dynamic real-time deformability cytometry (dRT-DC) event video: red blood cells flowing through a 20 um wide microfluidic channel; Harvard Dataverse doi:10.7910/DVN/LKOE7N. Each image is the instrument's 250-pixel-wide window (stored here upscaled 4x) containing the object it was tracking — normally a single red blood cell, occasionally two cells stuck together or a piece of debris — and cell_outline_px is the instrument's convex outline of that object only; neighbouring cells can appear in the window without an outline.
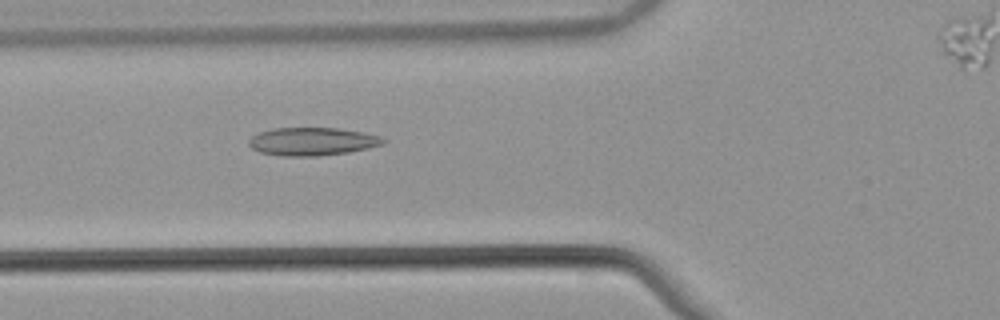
{"species": "common noctule bat (a hibernating species)", "species_latin": "Nyctalus noctula", "temperature_condition": "warm", "stored_images_in_passage": 54, "camera_frame_rate_fps": 3000, "um_per_image_px": 0.085, "animal": {"sex": "male", "body_mass_g": 21.5, "forearm_length_mm": 52.0}, "frame": {"image": 1, "passage_image": 20, "time_ms": 6.333, "image_size_px": [1000, 320], "cell_outline_px": [[388, 140], [384, 144], [368, 148], [348, 152], [316, 156], [284, 156], [260, 152], [252, 148], [248, 144], [248, 140], [252, 136], [260, 132], [272, 128], [340, 128], [364, 132], [380, 136]], "centroid_in_image_um": [26.57, 12.02], "position_along_channel_um": 99.2, "area_um2": 22.02}}
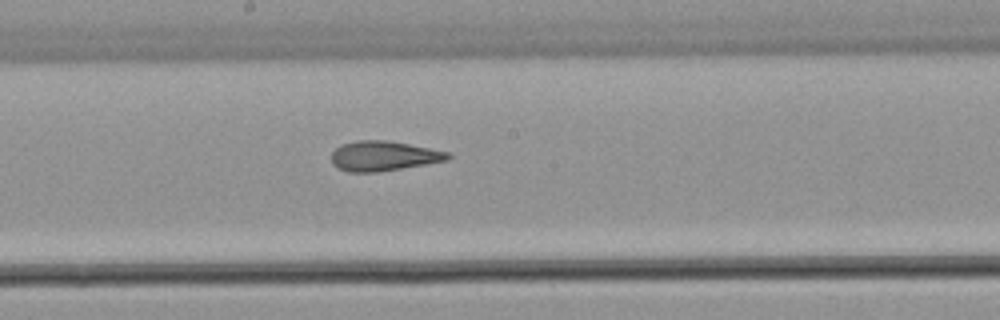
{"frame": {"image": 2, "passage_image": 29, "time_ms": 9.333, "image_size_px": [1000, 320], "cell_outline_px": [[452, 156], [448, 160], [380, 172], [348, 172], [336, 168], [332, 164], [332, 152], [340, 144], [356, 140], [388, 140], [452, 152]], "centroid_in_image_um": [32.61, 13.25], "position_along_channel_um": 215.6, "area_um2": 20.58}}
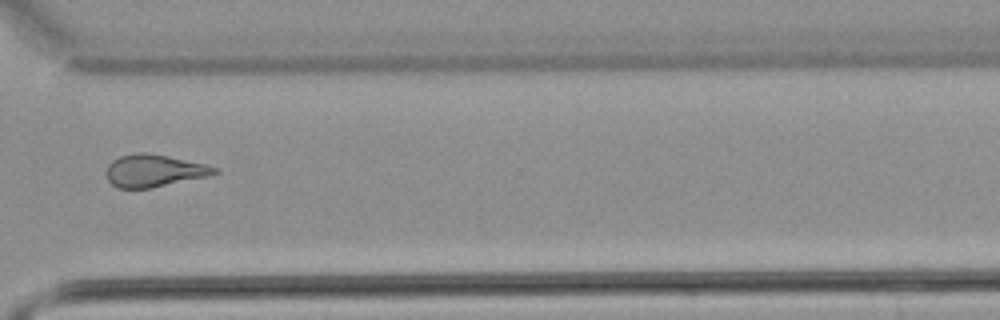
{"frame": {"image": 3, "passage_image": 40, "time_ms": 13.0, "image_size_px": [1000, 320], "cell_outline_px": [[220, 172], [212, 176], [148, 188], [116, 188], [108, 180], [108, 164], [112, 160], [120, 156], [136, 152], [144, 152], [168, 156], [208, 164], [220, 168]], "centroid_in_image_um": [13.17, 14.5], "position_along_channel_um": 357.4, "area_um2": 20.58}, "authors_computed_cell_mechanics": {"area_um2": 21.3282, "velocity_mm_per_s": 3.8685, "shape_relaxation_time_tau1_ms": null, "shape_relaxation_time_tau2_ms": 2.3742, "deformation_change_tau1": null, "deformation_change_tau2": 0.1237}}